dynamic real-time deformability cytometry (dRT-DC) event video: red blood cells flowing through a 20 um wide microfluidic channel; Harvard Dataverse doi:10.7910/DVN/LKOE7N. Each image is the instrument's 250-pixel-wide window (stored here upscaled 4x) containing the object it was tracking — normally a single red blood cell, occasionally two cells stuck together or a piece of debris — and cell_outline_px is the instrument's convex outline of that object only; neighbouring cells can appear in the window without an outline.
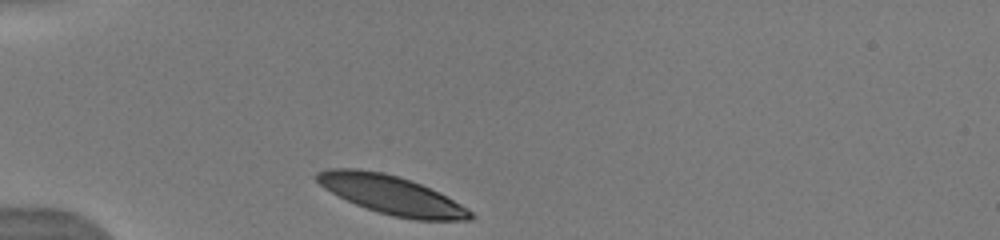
{"species": "human", "species_latin": "Homo sapiens", "temperature_condition": "warm", "stored_images_in_passage": 5, "camera_frame_rate_fps": 3000, "um_per_image_px": 0.085, "donor": {"sex": "male"}, "frame": {"image": 1, "passage_image": 1, "time_ms": 0.0, "image_size_px": [1000, 240], "cell_outline_px": [[476, 216], [472, 220], [416, 220], [392, 216], [356, 204], [324, 188], [316, 180], [316, 172], [328, 168], [360, 168], [384, 172], [412, 180], [460, 204], [472, 212]], "centroid_in_image_um": [33.26, 16.55], "position_along_channel_um": 51.7, "area_um2": 34.22}}